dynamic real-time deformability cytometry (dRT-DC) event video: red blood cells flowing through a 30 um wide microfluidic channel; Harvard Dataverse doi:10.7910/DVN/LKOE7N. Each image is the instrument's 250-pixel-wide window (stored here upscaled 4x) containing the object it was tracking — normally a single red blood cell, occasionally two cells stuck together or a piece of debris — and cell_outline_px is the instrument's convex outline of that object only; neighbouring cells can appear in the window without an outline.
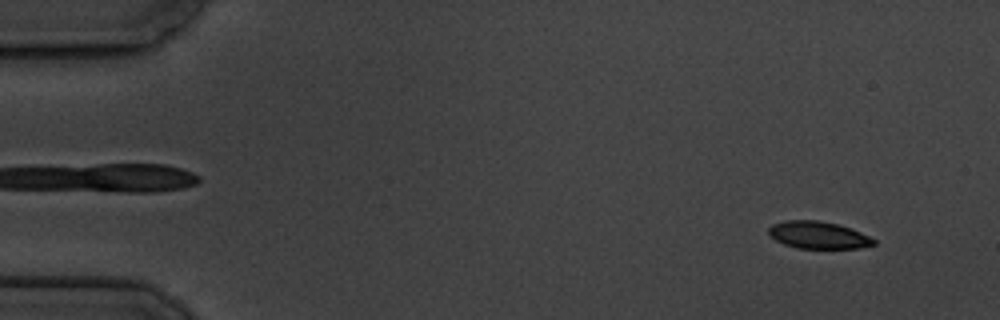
{"species": "common noctule bat (a hibernating species)", "species_latin": "Nyctalus noctula", "temperature_condition": "cold", "stored_images_in_passage": 4, "camera_frame_rate_fps": 3000, "um_per_image_px": 0.085, "animal": {"sex": "male", "body_mass_g": 19.5, "forearm_length_mm": 54.6}, "frame": {"image": 1, "passage_image": 1, "time_ms": 0.0, "image_size_px": [1000, 320], "cell_outline_px": [[876, 244], [860, 248], [796, 248], [784, 244], [768, 236], [768, 228], [772, 224], [784, 220], [816, 220], [836, 224], [860, 232], [876, 240]], "centroid_in_image_um": [69.5, 19.98], "position_along_channel_um": 15.5, "area_um2": 16.65}}
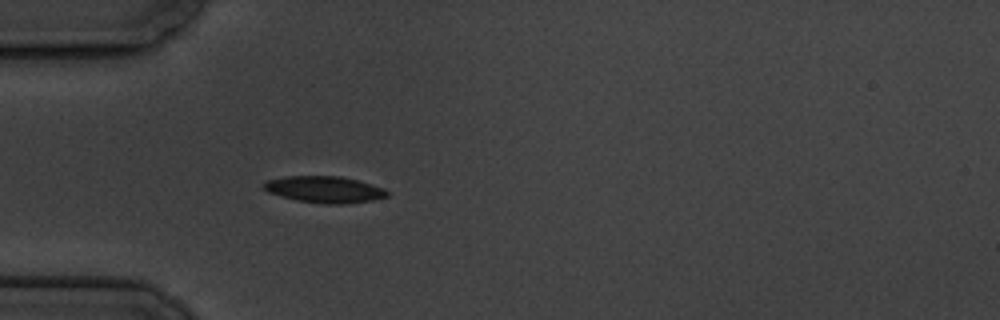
{"frame": {"image": 2, "passage_image": 4, "time_ms": 4.333, "image_size_px": [1000, 320], "cell_outline_px": [[388, 196], [372, 200], [344, 204], [324, 204], [296, 200], [268, 192], [264, 188], [264, 184], [268, 180], [284, 176], [340, 176], [356, 180], [384, 188], [388, 192]], "centroid_in_image_um": [27.59, 16.1], "position_along_channel_um": 57.4, "area_um2": 18.9}}